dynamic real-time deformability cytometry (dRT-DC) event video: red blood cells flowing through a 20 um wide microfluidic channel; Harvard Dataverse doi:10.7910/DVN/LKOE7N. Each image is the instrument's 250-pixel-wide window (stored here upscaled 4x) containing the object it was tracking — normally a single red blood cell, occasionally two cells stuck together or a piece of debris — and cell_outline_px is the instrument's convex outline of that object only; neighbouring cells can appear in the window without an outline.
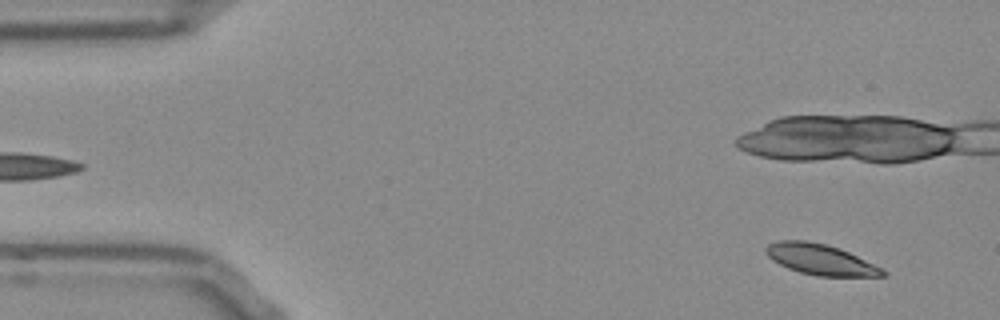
{"species": "Egyptian fruit bat (a non-hibernating species)", "species_latin": "Rousettus aegyptiacus", "temperature_condition": "room temperature", "stored_images_in_passage": 14, "camera_frame_rate_fps": 3000, "um_per_image_px": 0.085, "frame": {"image": 1, "passage_image": 3, "time_ms": 0.667, "image_size_px": [1000, 320], "cell_outline_px": [[888, 276], [816, 276], [800, 272], [788, 268], [772, 260], [764, 252], [764, 248], [768, 244], [780, 240], [808, 240], [840, 248], [884, 268], [888, 272]], "centroid_in_image_um": [69.76, 22.06], "position_along_channel_um": 15.2, "area_um2": 21.1}}